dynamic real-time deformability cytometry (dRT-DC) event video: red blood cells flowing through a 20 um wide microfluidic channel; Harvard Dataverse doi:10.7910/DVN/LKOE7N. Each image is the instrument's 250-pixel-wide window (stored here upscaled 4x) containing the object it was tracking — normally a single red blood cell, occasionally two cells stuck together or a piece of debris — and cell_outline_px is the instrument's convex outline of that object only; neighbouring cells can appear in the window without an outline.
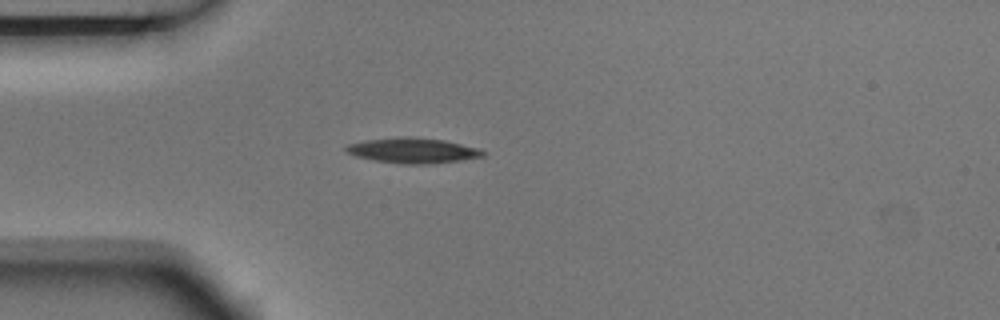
{"species": "Egyptian fruit bat (a non-hibernating species)", "species_latin": "Rousettus aegyptiacus", "temperature_condition": "room temperature", "stored_images_in_passage": 3, "camera_frame_rate_fps": 3000, "um_per_image_px": 0.085, "animal": {"sex": "male"}, "frame": {"image": 1, "passage_image": 3, "time_ms": 0.667, "image_size_px": [1000, 320], "cell_outline_px": [[484, 156], [460, 160], [424, 164], [400, 164], [376, 160], [356, 156], [348, 152], [344, 148], [348, 144], [364, 140], [444, 140], [480, 148], [484, 152]], "centroid_in_image_um": [35.13, 12.85], "position_along_channel_um": 49.9, "area_um2": 18.79}}